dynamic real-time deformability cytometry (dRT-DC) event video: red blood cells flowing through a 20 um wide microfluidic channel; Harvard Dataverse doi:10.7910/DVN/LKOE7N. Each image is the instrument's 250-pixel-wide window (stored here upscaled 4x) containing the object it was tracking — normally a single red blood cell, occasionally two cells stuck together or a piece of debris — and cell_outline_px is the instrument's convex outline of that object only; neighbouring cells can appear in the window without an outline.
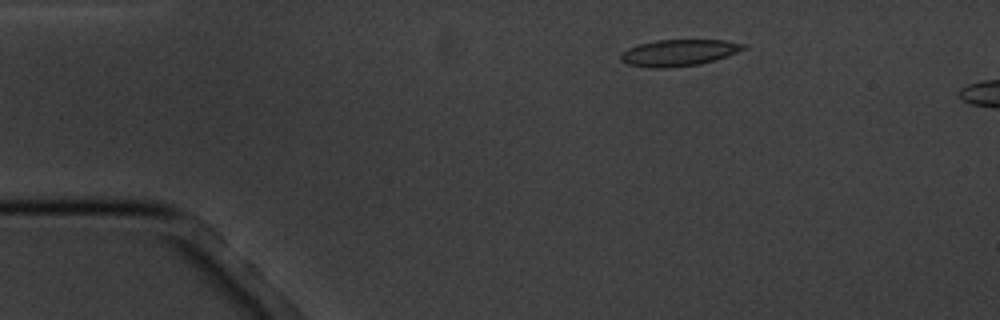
{"species": "common noctule bat (a hibernating species)", "species_latin": "Nyctalus noctula", "temperature_condition": "cold", "stored_images_in_passage": 5, "camera_frame_rate_fps": 3000, "um_per_image_px": 0.085, "animal": {"sex": "male", "body_mass_g": 20.1, "forearm_length_mm": 53.5}, "frame": {"image": 1, "passage_image": 3, "time_ms": 2.333, "image_size_px": [1000, 320], "cell_outline_px": [[748, 48], [716, 60], [700, 64], [668, 68], [648, 68], [628, 64], [620, 60], [620, 56], [628, 48], [640, 44], [656, 40], [724, 40], [748, 44]], "centroid_in_image_um": [57.74, 4.48], "position_along_channel_um": 27.3, "area_um2": 19.07}}